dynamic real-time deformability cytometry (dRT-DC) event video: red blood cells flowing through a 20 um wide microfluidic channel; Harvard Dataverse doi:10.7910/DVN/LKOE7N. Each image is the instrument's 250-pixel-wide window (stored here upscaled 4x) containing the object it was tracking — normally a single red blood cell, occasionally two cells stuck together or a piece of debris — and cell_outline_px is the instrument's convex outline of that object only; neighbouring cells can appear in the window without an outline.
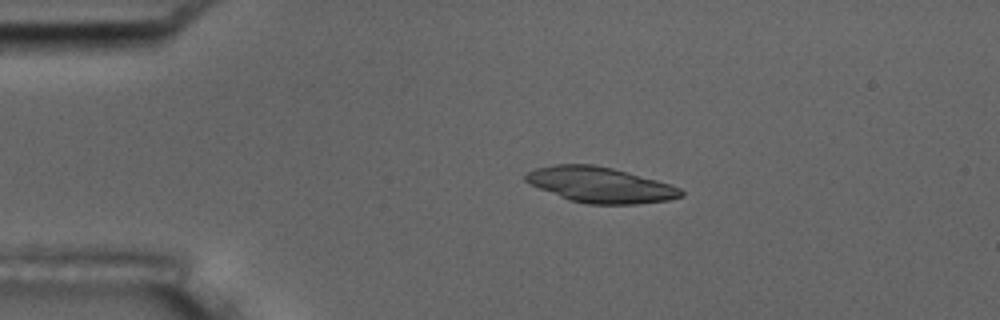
{"species": "common noctule bat (a hibernating species)", "species_latin": "Nyctalus noctula", "temperature_condition": "room temperature", "stored_images_in_passage": 15, "camera_frame_rate_fps": 3000, "um_per_image_px": 0.085, "animal": {"sex": "male", "body_mass_g": 17.5, "forearm_length_mm": 52.3}, "frame": {"image": 1, "passage_image": 1, "time_ms": 0.0, "image_size_px": [1000, 320], "cell_outline_px": [[684, 196], [668, 200], [636, 204], [588, 204], [568, 200], [540, 188], [524, 180], [524, 176], [528, 172], [536, 168], [552, 164], [592, 164], [612, 168], [628, 172], [672, 184], [680, 188], [684, 192]], "centroid_in_image_um": [51.05, 15.71], "position_along_channel_um": 34.0, "area_um2": 32.14}}